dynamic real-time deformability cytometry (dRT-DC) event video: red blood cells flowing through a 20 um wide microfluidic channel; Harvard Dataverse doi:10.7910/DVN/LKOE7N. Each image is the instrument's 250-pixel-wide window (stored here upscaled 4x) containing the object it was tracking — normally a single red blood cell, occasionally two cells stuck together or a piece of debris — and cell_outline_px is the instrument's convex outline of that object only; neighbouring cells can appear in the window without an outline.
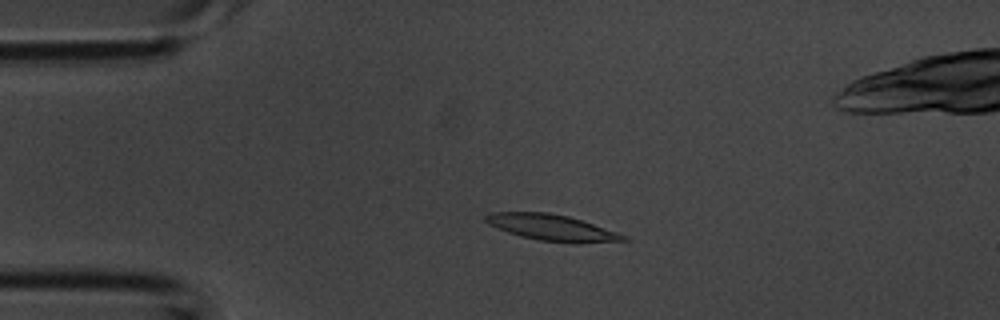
{"species": "common noctule bat (a hibernating species)", "species_latin": "Nyctalus noctula", "temperature_condition": "room temperature", "stored_images_in_passage": 39, "segment_of_instrument_passage": [1, 2], "camera_frame_rate_fps": 3000, "um_per_image_px": 0.085, "animal": {"sex": "male", "body_mass_g": 20.1, "forearm_length_mm": 53.5}, "frame": {"image": 1, "passage_image": 8, "time_ms": 2.333, "image_size_px": [1000, 320], "cell_outline_px": [[632, 240], [540, 240], [520, 236], [508, 232], [488, 224], [484, 220], [484, 216], [488, 212], [548, 212], [568, 216], [628, 236]], "centroid_in_image_um": [46.73, 19.27], "position_along_channel_um": 38.3, "area_um2": 19.71}}
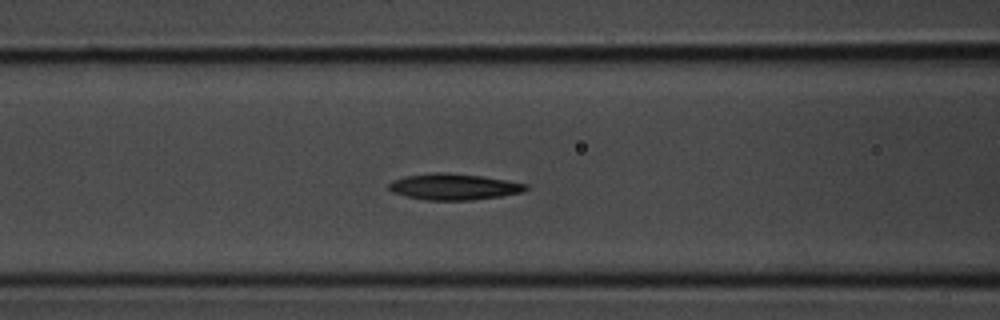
{"frame": {"image": 2, "passage_image": 15, "time_ms": 4.667, "image_size_px": [1000, 320], "cell_outline_px": [[532, 188], [524, 192], [500, 196], [472, 200], [428, 200], [408, 196], [392, 192], [388, 188], [388, 184], [392, 180], [404, 176], [432, 172], [448, 172], [484, 176], [508, 180], [528, 184]], "centroid_in_image_um": [38.63, 15.86], "position_along_channel_um": 128.0, "area_um2": 21.21}}
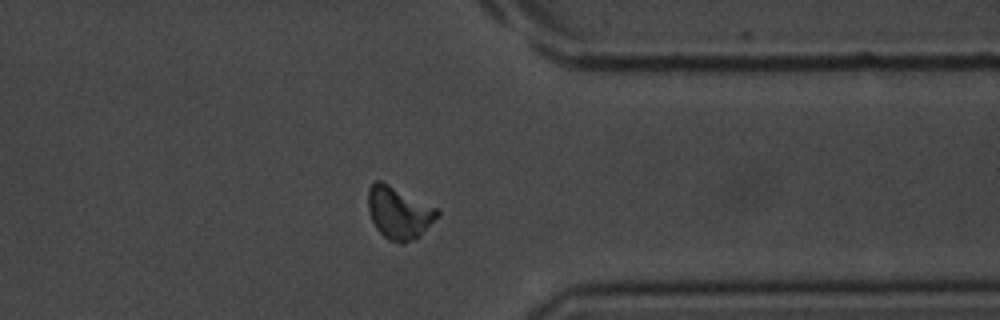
{"frame": {"image": 3, "passage_image": 30, "time_ms": 9.667, "image_size_px": [1000, 320], "cell_outline_px": [[440, 216], [420, 236], [404, 244], [400, 244], [388, 240], [376, 228], [372, 220], [368, 208], [368, 188], [376, 180], [380, 180], [440, 208]], "centroid_in_image_um": [33.95, 18.09], "position_along_channel_um": 377.4, "area_um2": 21.44}}